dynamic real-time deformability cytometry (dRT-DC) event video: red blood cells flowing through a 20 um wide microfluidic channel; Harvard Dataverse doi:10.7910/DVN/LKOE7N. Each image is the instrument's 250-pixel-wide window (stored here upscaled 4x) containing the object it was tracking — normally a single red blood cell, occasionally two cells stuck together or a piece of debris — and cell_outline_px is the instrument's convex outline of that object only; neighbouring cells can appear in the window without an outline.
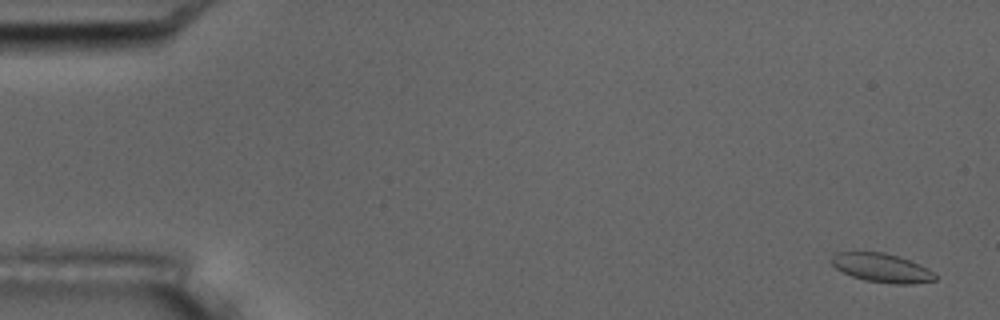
{"species": "common noctule bat (a hibernating species)", "species_latin": "Nyctalus noctula", "temperature_condition": "room temperature", "stored_images_in_passage": 5, "camera_frame_rate_fps": 3000, "um_per_image_px": 0.085, "animal": {"sex": "male", "body_mass_g": 17.5, "forearm_length_mm": 52.3}, "frame": {"image": 1, "passage_image": 1, "time_ms": 0.0, "image_size_px": [1000, 320], "cell_outline_px": [[936, 280], [912, 284], [896, 284], [864, 280], [852, 276], [836, 268], [828, 260], [836, 252], [884, 252], [920, 264], [928, 268], [936, 276]], "centroid_in_image_um": [74.93, 22.76], "position_along_channel_um": 10.1, "area_um2": 17.34}}
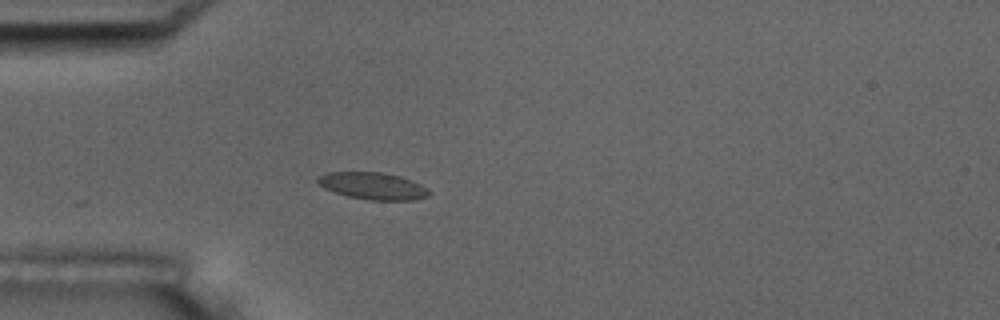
{"frame": {"image": 2, "passage_image": 5, "time_ms": 4.667, "image_size_px": [1000, 320], "cell_outline_px": [[432, 192], [428, 196], [412, 200], [368, 200], [348, 196], [324, 188], [316, 184], [316, 180], [320, 176], [328, 172], [380, 172], [400, 176], [420, 184]], "centroid_in_image_um": [31.68, 15.8], "position_along_channel_um": 53.3, "area_um2": 17.46}}